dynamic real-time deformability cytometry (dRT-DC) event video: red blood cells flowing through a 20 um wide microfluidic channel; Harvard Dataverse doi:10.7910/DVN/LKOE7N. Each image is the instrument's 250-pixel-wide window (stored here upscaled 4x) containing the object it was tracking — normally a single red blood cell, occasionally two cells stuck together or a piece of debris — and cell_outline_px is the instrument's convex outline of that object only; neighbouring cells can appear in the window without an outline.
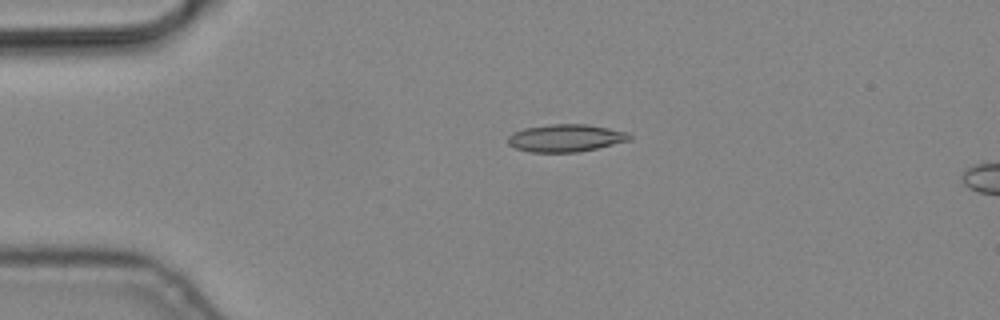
{"species": "common noctule bat (a hibernating species)", "species_latin": "Nyctalus noctula", "temperature_condition": "cold", "stored_images_in_passage": 5, "camera_frame_rate_fps": 3000, "um_per_image_px": 0.085, "animal": {"sex": "male", "body_mass_g": 19.2, "forearm_length_mm": 51.8}, "frame": {"image": 1, "passage_image": 3, "time_ms": 0.667, "image_size_px": [1000, 320], "cell_outline_px": [[632, 140], [580, 152], [528, 152], [516, 148], [508, 144], [508, 136], [512, 132], [524, 128], [552, 124], [588, 124], [628, 132], [632, 136]], "centroid_in_image_um": [48.1, 11.73], "position_along_channel_um": 36.9, "area_um2": 19.65}}